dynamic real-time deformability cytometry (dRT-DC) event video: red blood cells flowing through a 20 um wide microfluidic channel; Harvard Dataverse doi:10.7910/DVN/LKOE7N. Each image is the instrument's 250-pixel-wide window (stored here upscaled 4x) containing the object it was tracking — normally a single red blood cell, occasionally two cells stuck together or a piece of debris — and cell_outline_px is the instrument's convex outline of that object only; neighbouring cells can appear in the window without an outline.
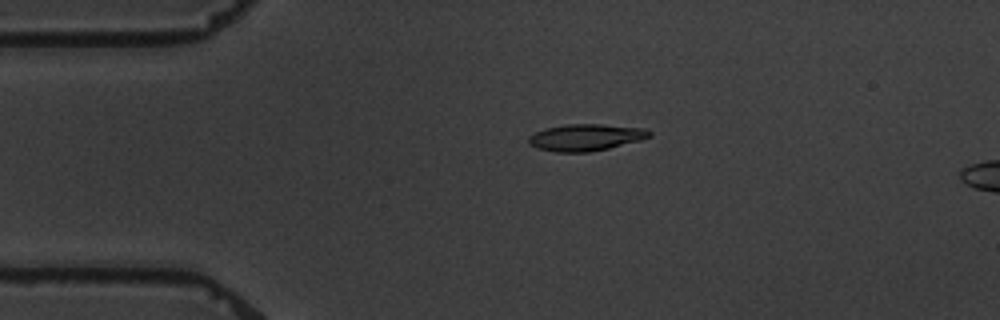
{"species": "common noctule bat (a hibernating species)", "species_latin": "Nyctalus noctula", "temperature_condition": "warm", "stored_images_in_passage": 3, "camera_frame_rate_fps": 3000, "um_per_image_px": 0.085, "animal": {"sex": "male", "body_mass_g": 19.5, "forearm_length_mm": 54.6}, "frame": {"image": 1, "passage_image": 2, "time_ms": 1.333, "image_size_px": [1000, 320], "cell_outline_px": [[652, 136], [640, 140], [608, 148], [588, 152], [556, 152], [536, 148], [528, 144], [528, 136], [536, 132], [548, 128], [564, 124], [600, 124], [644, 128], [652, 132]], "centroid_in_image_um": [49.77, 11.68], "position_along_channel_um": 35.2, "area_um2": 18.79}}